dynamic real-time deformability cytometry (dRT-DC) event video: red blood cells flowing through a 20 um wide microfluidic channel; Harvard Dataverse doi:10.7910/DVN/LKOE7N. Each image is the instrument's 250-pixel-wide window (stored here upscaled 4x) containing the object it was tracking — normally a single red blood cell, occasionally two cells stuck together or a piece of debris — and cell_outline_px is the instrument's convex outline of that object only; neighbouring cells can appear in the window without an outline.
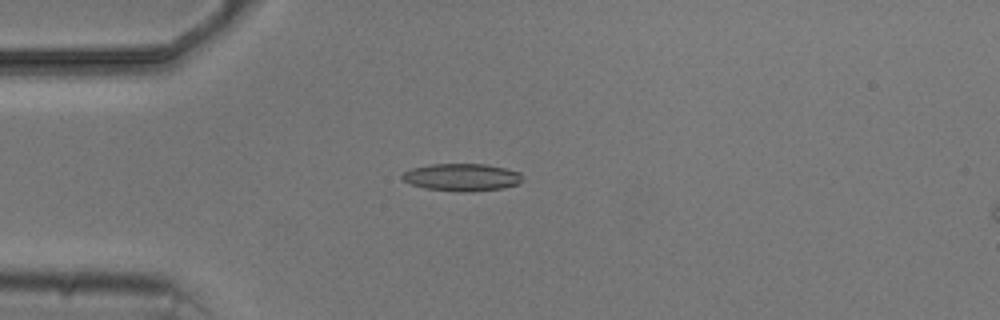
{"species": "common noctule bat (a hibernating species)", "species_latin": "Nyctalus noctula", "temperature_condition": "cold", "stored_images_in_passage": 5, "camera_frame_rate_fps": 3000, "um_per_image_px": 0.085, "animal": {"sex": "male", "body_mass_g": 20.5, "forearm_length_mm": 52.5}, "frame": {"image": 1, "passage_image": 2, "time_ms": 1.0, "image_size_px": [1000, 320], "cell_outline_px": [[520, 184], [504, 188], [468, 192], [460, 192], [424, 188], [412, 184], [404, 180], [400, 176], [404, 172], [412, 168], [432, 164], [484, 164], [504, 168], [520, 172]], "centroid_in_image_um": [39.25, 15.07], "position_along_channel_um": 45.7, "area_um2": 19.13}}
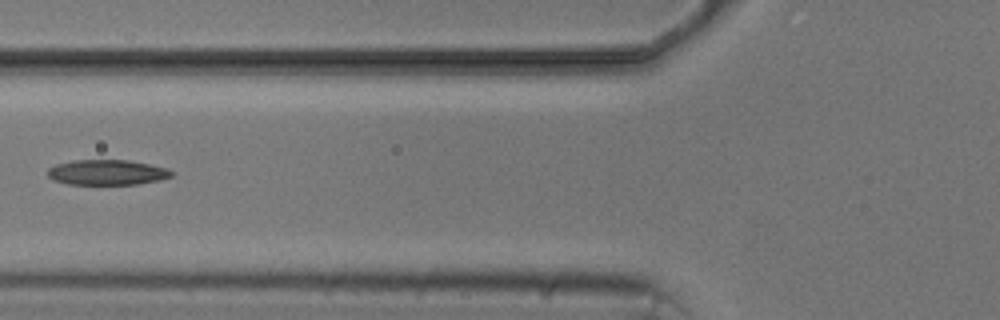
{"frame": {"image": 2, "passage_image": 4, "time_ms": 3.333, "image_size_px": [1000, 320], "cell_outline_px": [[172, 176], [160, 180], [140, 184], [68, 184], [52, 180], [48, 176], [48, 168], [56, 164], [76, 160], [128, 160], [168, 168], [172, 172]], "centroid_in_image_um": [9.1, 14.65], "position_along_channel_um": 116.7, "area_um2": 18.21}}
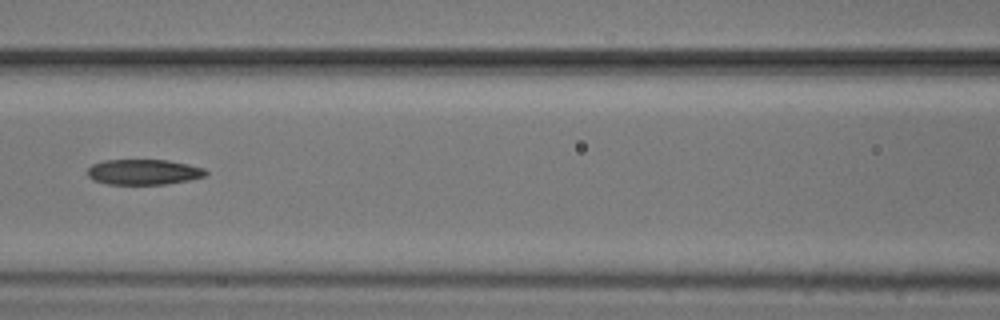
{"frame": {"image": 3, "passage_image": 5, "time_ms": 4.333, "image_size_px": [1000, 320], "cell_outline_px": [[208, 172], [204, 176], [188, 180], [164, 184], [108, 184], [92, 180], [88, 176], [88, 168], [92, 164], [104, 160], [168, 160], [188, 164], [204, 168]], "centroid_in_image_um": [12.18, 14.61], "position_along_channel_um": 154.4, "area_um2": 17.46}}